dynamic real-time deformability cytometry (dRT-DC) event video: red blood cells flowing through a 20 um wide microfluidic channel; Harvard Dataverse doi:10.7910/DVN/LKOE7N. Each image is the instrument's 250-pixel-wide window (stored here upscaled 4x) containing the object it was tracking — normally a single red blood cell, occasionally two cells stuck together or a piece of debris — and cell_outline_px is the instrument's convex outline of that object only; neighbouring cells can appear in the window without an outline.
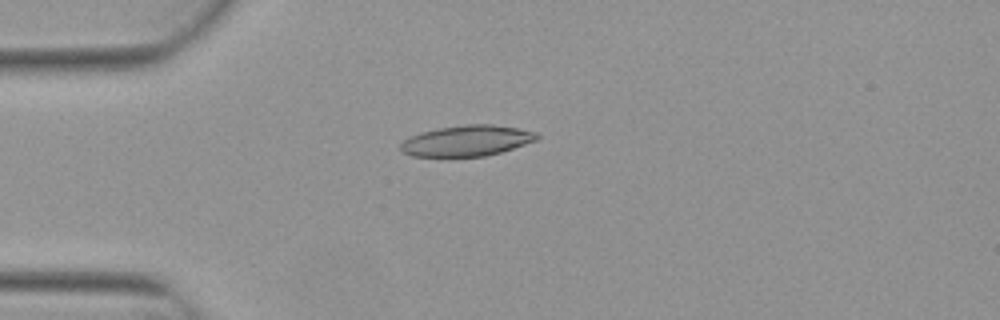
{"species": "Egyptian fruit bat (a non-hibernating species)", "species_latin": "Rousettus aegyptiacus", "temperature_condition": "warm", "stored_images_in_passage": 2, "camera_frame_rate_fps": 3000, "um_per_image_px": 0.085, "animal": {"sex": "female"}, "frame": {"image": 1, "passage_image": 1, "time_ms": 0.0, "image_size_px": [1000, 320], "cell_outline_px": [[540, 136], [536, 140], [500, 152], [484, 156], [412, 156], [400, 152], [400, 144], [404, 140], [412, 136], [424, 132], [440, 128], [468, 124], [492, 124], [516, 128], [536, 132]], "centroid_in_image_um": [39.67, 11.96], "position_along_channel_um": 45.3, "area_um2": 24.04}}
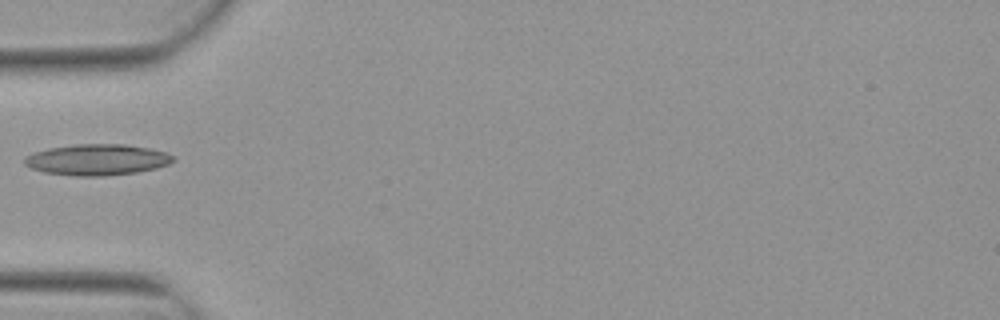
{"frame": {"image": 2, "passage_image": 2, "time_ms": 0.333, "image_size_px": [1000, 320], "cell_outline_px": [[176, 160], [168, 164], [156, 168], [136, 172], [104, 176], [76, 176], [44, 172], [32, 168], [24, 164], [24, 156], [32, 152], [48, 148], [76, 144], [124, 144], [148, 148], [164, 152], [176, 156]], "centroid_in_image_um": [8.24, 13.57], "position_along_channel_um": 76.8, "area_um2": 26.99}}